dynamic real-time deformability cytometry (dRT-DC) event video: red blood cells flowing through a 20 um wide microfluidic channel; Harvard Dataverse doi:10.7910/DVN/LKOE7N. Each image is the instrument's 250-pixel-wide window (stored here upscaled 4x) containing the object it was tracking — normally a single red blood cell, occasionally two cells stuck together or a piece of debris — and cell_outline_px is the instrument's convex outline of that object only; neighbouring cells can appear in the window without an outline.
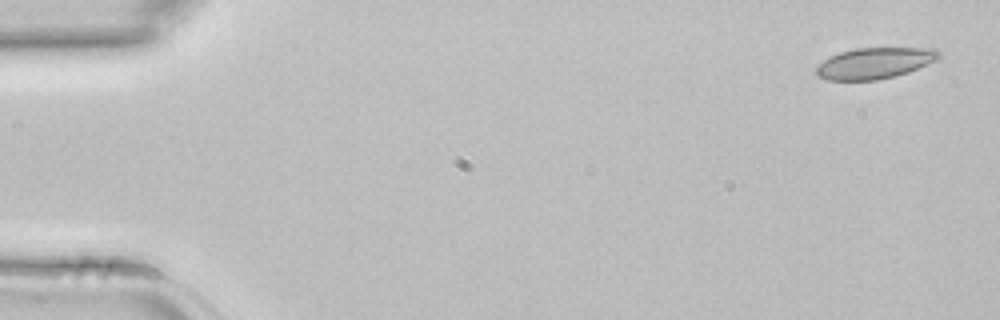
{"species": "common noctule bat (a hibernating species)", "species_latin": "Nyctalus noctula", "temperature_condition": "room temperature", "stored_images_in_passage": 4, "camera_frame_rate_fps": 3000, "um_per_image_px": 0.085, "animal": {"sex": "female", "body_mass_g": 22.7, "forearm_length_mm": 54.2}, "frame": {"image": 1, "passage_image": 1, "time_ms": 0.0, "image_size_px": [1000, 320], "cell_outline_px": [[940, 56], [936, 60], [908, 72], [896, 76], [876, 80], [828, 80], [816, 76], [816, 68], [824, 60], [840, 52], [856, 48], [936, 48], [940, 52]], "centroid_in_image_um": [74.35, 5.37], "position_along_channel_um": 10.7, "area_um2": 22.08}}
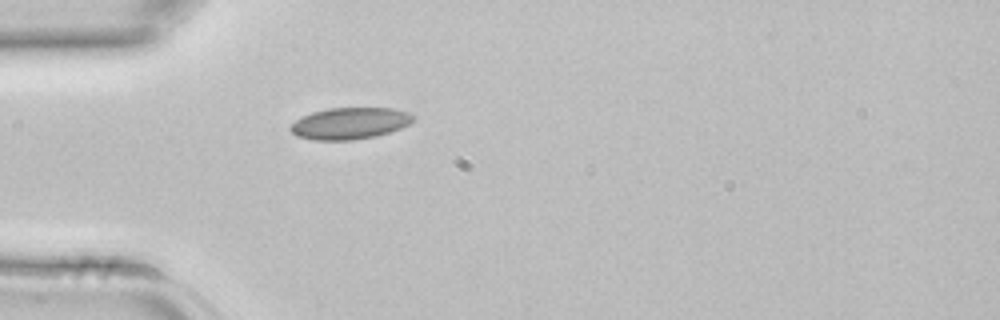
{"frame": {"image": 2, "passage_image": 4, "time_ms": 1.0, "image_size_px": [1000, 320], "cell_outline_px": [[416, 116], [408, 124], [400, 128], [376, 136], [352, 140], [312, 140], [296, 136], [288, 128], [296, 120], [312, 112], [328, 108], [392, 108], [408, 112]], "centroid_in_image_um": [29.72, 10.48], "position_along_channel_um": 55.3, "area_um2": 22.54}}